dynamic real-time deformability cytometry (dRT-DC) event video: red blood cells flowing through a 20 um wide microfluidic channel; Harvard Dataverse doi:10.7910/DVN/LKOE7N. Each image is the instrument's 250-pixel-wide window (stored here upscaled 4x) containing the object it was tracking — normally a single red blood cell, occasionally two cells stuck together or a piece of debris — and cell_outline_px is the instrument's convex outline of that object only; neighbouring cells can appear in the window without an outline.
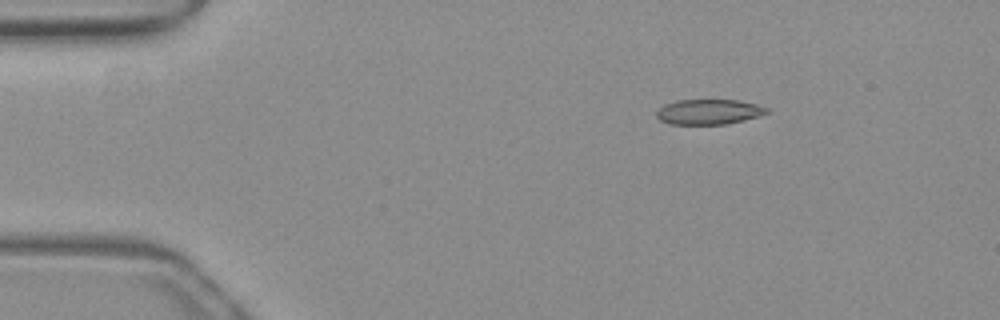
{"species": "common noctule bat (a hibernating species)", "species_latin": "Nyctalus noctula", "temperature_condition": "warm", "stored_images_in_passage": 33, "camera_frame_rate_fps": 3000, "um_per_image_px": 0.085, "animal": {"sex": "female", "body_mass_g": 19.3, "forearm_length_mm": 54.1}, "frame": {"image": 1, "passage_image": 1, "time_ms": 0.0, "image_size_px": [1000, 320], "cell_outline_px": [[768, 112], [744, 120], [724, 124], [668, 124], [660, 120], [656, 116], [656, 112], [664, 104], [676, 100], [740, 100], [756, 104], [768, 108]], "centroid_in_image_um": [60.21, 9.5], "position_along_channel_um": 24.8, "area_um2": 16.07}}
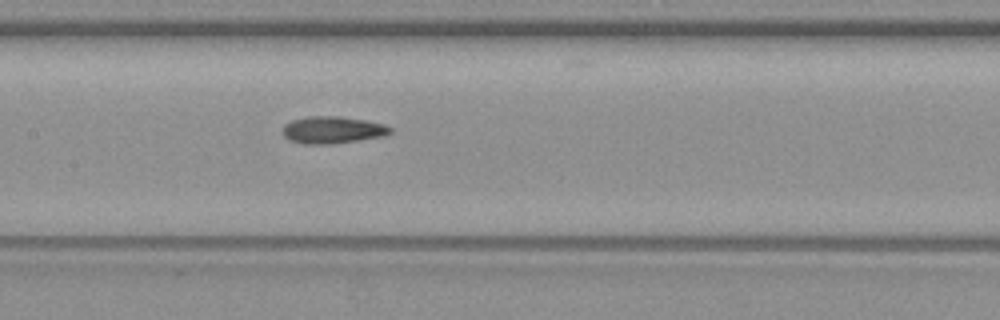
{"frame": {"image": 2, "passage_image": 18, "time_ms": 5.667, "image_size_px": [1000, 320], "cell_outline_px": [[392, 132], [384, 136], [332, 144], [304, 144], [288, 140], [284, 136], [284, 124], [292, 120], [308, 116], [336, 116], [364, 120], [384, 124], [392, 128]], "centroid_in_image_um": [28.26, 11.05], "position_along_channel_um": 179.1, "area_um2": 16.94}}
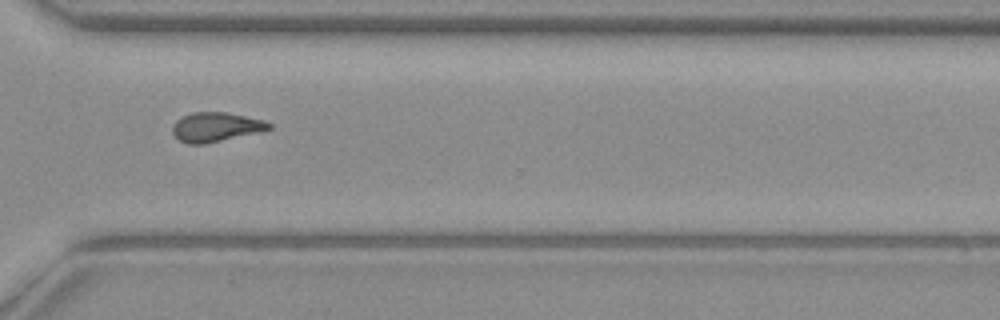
{"frame": {"image": 3, "passage_image": 31, "time_ms": 10.0, "image_size_px": [1000, 320], "cell_outline_px": [[272, 128], [260, 132], [204, 144], [188, 144], [180, 140], [172, 132], [172, 124], [180, 116], [192, 112], [224, 112], [264, 120], [272, 124]], "centroid_in_image_um": [18.32, 10.79], "position_along_channel_um": 352.3, "area_um2": 16.53}, "authors_computed_cell_mechanics": {"area_um2": 16.8198, "velocity_mm_per_s": 4.0044, "shape_relaxation_time_tau1_ms": 6.4457, "shape_relaxation_time_tau2_ms": 2.7021, "deformation_change_tau1": 0.1651, "deformation_change_tau2": 0.0907}}